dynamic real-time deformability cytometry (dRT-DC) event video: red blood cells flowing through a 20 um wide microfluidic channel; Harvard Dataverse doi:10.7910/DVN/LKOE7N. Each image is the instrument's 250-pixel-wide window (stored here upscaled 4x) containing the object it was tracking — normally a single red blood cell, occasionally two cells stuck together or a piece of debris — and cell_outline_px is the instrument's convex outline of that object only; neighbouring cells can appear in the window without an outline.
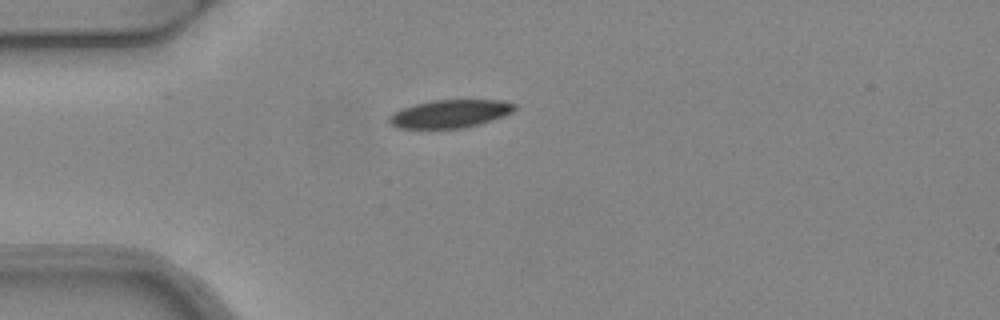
{"species": "common noctule bat (a hibernating species)", "species_latin": "Nyctalus noctula", "temperature_condition": "warm", "stored_images_in_passage": 1, "camera_frame_rate_fps": 3000, "um_per_image_px": 0.085, "animal": {"sex": "female", "body_mass_g": 24.6, "forearm_length_mm": 56.2}, "frame": {"image": 1, "passage_image": 1, "time_ms": 0.0, "image_size_px": [1000, 320], "cell_outline_px": [[516, 108], [512, 112], [492, 120], [480, 124], [460, 128], [396, 128], [388, 124], [388, 116], [392, 112], [416, 104], [432, 100], [500, 100], [516, 104]], "centroid_in_image_um": [38.21, 9.67], "position_along_channel_um": 46.8, "area_um2": 20.46}}